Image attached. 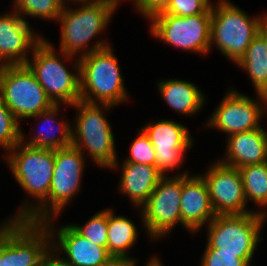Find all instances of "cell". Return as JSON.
Segmentation results:
<instances>
[{
	"mask_svg": "<svg viewBox=\"0 0 267 266\" xmlns=\"http://www.w3.org/2000/svg\"><path fill=\"white\" fill-rule=\"evenodd\" d=\"M115 212L108 208L107 251L110 255L134 258L130 249L138 242L139 229L127 216Z\"/></svg>",
	"mask_w": 267,
	"mask_h": 266,
	"instance_id": "23",
	"label": "cell"
},
{
	"mask_svg": "<svg viewBox=\"0 0 267 266\" xmlns=\"http://www.w3.org/2000/svg\"><path fill=\"white\" fill-rule=\"evenodd\" d=\"M137 259L111 255L101 266H138Z\"/></svg>",
	"mask_w": 267,
	"mask_h": 266,
	"instance_id": "34",
	"label": "cell"
},
{
	"mask_svg": "<svg viewBox=\"0 0 267 266\" xmlns=\"http://www.w3.org/2000/svg\"><path fill=\"white\" fill-rule=\"evenodd\" d=\"M225 153L218 161L235 168L267 161V129L262 128L229 135Z\"/></svg>",
	"mask_w": 267,
	"mask_h": 266,
	"instance_id": "21",
	"label": "cell"
},
{
	"mask_svg": "<svg viewBox=\"0 0 267 266\" xmlns=\"http://www.w3.org/2000/svg\"><path fill=\"white\" fill-rule=\"evenodd\" d=\"M182 228L195 235L205 227L215 216L208 187L200 174L183 175L181 195Z\"/></svg>",
	"mask_w": 267,
	"mask_h": 266,
	"instance_id": "18",
	"label": "cell"
},
{
	"mask_svg": "<svg viewBox=\"0 0 267 266\" xmlns=\"http://www.w3.org/2000/svg\"><path fill=\"white\" fill-rule=\"evenodd\" d=\"M70 107L77 110L75 122H72L71 145L78 148L85 158L87 153L96 167L109 169L118 159V155L116 138L105 114L114 106L80 100Z\"/></svg>",
	"mask_w": 267,
	"mask_h": 266,
	"instance_id": "4",
	"label": "cell"
},
{
	"mask_svg": "<svg viewBox=\"0 0 267 266\" xmlns=\"http://www.w3.org/2000/svg\"><path fill=\"white\" fill-rule=\"evenodd\" d=\"M44 38L17 11L0 14V67L26 65L35 46ZM30 52V53H29Z\"/></svg>",
	"mask_w": 267,
	"mask_h": 266,
	"instance_id": "15",
	"label": "cell"
},
{
	"mask_svg": "<svg viewBox=\"0 0 267 266\" xmlns=\"http://www.w3.org/2000/svg\"><path fill=\"white\" fill-rule=\"evenodd\" d=\"M2 158L28 198L5 220H48L49 189L54 171L55 150L29 146L20 141Z\"/></svg>",
	"mask_w": 267,
	"mask_h": 266,
	"instance_id": "1",
	"label": "cell"
},
{
	"mask_svg": "<svg viewBox=\"0 0 267 266\" xmlns=\"http://www.w3.org/2000/svg\"><path fill=\"white\" fill-rule=\"evenodd\" d=\"M235 66L247 73L255 93L267 96V46L259 35L252 40Z\"/></svg>",
	"mask_w": 267,
	"mask_h": 266,
	"instance_id": "24",
	"label": "cell"
},
{
	"mask_svg": "<svg viewBox=\"0 0 267 266\" xmlns=\"http://www.w3.org/2000/svg\"><path fill=\"white\" fill-rule=\"evenodd\" d=\"M129 156L123 162H132L156 166V153L147 135L140 128L137 137L130 144Z\"/></svg>",
	"mask_w": 267,
	"mask_h": 266,
	"instance_id": "29",
	"label": "cell"
},
{
	"mask_svg": "<svg viewBox=\"0 0 267 266\" xmlns=\"http://www.w3.org/2000/svg\"><path fill=\"white\" fill-rule=\"evenodd\" d=\"M0 266H14L13 220L0 222Z\"/></svg>",
	"mask_w": 267,
	"mask_h": 266,
	"instance_id": "31",
	"label": "cell"
},
{
	"mask_svg": "<svg viewBox=\"0 0 267 266\" xmlns=\"http://www.w3.org/2000/svg\"><path fill=\"white\" fill-rule=\"evenodd\" d=\"M211 0H171L167 10L161 14L188 17L199 14H211Z\"/></svg>",
	"mask_w": 267,
	"mask_h": 266,
	"instance_id": "30",
	"label": "cell"
},
{
	"mask_svg": "<svg viewBox=\"0 0 267 266\" xmlns=\"http://www.w3.org/2000/svg\"><path fill=\"white\" fill-rule=\"evenodd\" d=\"M41 266H70L67 265L54 251H50L49 254L42 261Z\"/></svg>",
	"mask_w": 267,
	"mask_h": 266,
	"instance_id": "35",
	"label": "cell"
},
{
	"mask_svg": "<svg viewBox=\"0 0 267 266\" xmlns=\"http://www.w3.org/2000/svg\"><path fill=\"white\" fill-rule=\"evenodd\" d=\"M239 171L247 204L252 201L257 207L254 211L267 216V161L243 166Z\"/></svg>",
	"mask_w": 267,
	"mask_h": 266,
	"instance_id": "25",
	"label": "cell"
},
{
	"mask_svg": "<svg viewBox=\"0 0 267 266\" xmlns=\"http://www.w3.org/2000/svg\"><path fill=\"white\" fill-rule=\"evenodd\" d=\"M121 178L119 180L118 192L129 198L132 206L141 208L149 199L151 193L163 176L156 166L121 162L119 158L109 168V170H120Z\"/></svg>",
	"mask_w": 267,
	"mask_h": 266,
	"instance_id": "20",
	"label": "cell"
},
{
	"mask_svg": "<svg viewBox=\"0 0 267 266\" xmlns=\"http://www.w3.org/2000/svg\"><path fill=\"white\" fill-rule=\"evenodd\" d=\"M227 90L203 125L225 133L226 137L260 128V122L267 114V96L256 93L254 99L232 87Z\"/></svg>",
	"mask_w": 267,
	"mask_h": 266,
	"instance_id": "11",
	"label": "cell"
},
{
	"mask_svg": "<svg viewBox=\"0 0 267 266\" xmlns=\"http://www.w3.org/2000/svg\"><path fill=\"white\" fill-rule=\"evenodd\" d=\"M156 87L166 105L179 115L192 118L201 112L207 102L205 93L198 85L180 78L159 80Z\"/></svg>",
	"mask_w": 267,
	"mask_h": 266,
	"instance_id": "22",
	"label": "cell"
},
{
	"mask_svg": "<svg viewBox=\"0 0 267 266\" xmlns=\"http://www.w3.org/2000/svg\"><path fill=\"white\" fill-rule=\"evenodd\" d=\"M200 175L207 184L210 202L216 215L246 214L256 209H249L247 205L238 168L225 165L216 159L210 163L206 172Z\"/></svg>",
	"mask_w": 267,
	"mask_h": 266,
	"instance_id": "14",
	"label": "cell"
},
{
	"mask_svg": "<svg viewBox=\"0 0 267 266\" xmlns=\"http://www.w3.org/2000/svg\"><path fill=\"white\" fill-rule=\"evenodd\" d=\"M63 106L69 105L54 104L50 109L29 117V120L32 118L35 122L37 121L38 127L37 129L34 127L35 130L32 129L31 134L32 132L34 134L29 135L31 139L25 135L26 132L21 131V142L29 146L52 150L70 146L72 143V123L65 120V116L60 117Z\"/></svg>",
	"mask_w": 267,
	"mask_h": 266,
	"instance_id": "19",
	"label": "cell"
},
{
	"mask_svg": "<svg viewBox=\"0 0 267 266\" xmlns=\"http://www.w3.org/2000/svg\"><path fill=\"white\" fill-rule=\"evenodd\" d=\"M57 218H50L44 223L51 232L52 251L67 265L101 266L111 256L105 247L94 245L70 224L55 227Z\"/></svg>",
	"mask_w": 267,
	"mask_h": 266,
	"instance_id": "16",
	"label": "cell"
},
{
	"mask_svg": "<svg viewBox=\"0 0 267 266\" xmlns=\"http://www.w3.org/2000/svg\"><path fill=\"white\" fill-rule=\"evenodd\" d=\"M49 40L44 37L35 46L26 65L54 104H65L70 107L80 101L79 58L60 50L57 52ZM70 60L73 63V72L66 66Z\"/></svg>",
	"mask_w": 267,
	"mask_h": 266,
	"instance_id": "3",
	"label": "cell"
},
{
	"mask_svg": "<svg viewBox=\"0 0 267 266\" xmlns=\"http://www.w3.org/2000/svg\"><path fill=\"white\" fill-rule=\"evenodd\" d=\"M267 216L257 212L218 214L206 226L207 241L203 253L237 254L250 266L259 243Z\"/></svg>",
	"mask_w": 267,
	"mask_h": 266,
	"instance_id": "5",
	"label": "cell"
},
{
	"mask_svg": "<svg viewBox=\"0 0 267 266\" xmlns=\"http://www.w3.org/2000/svg\"><path fill=\"white\" fill-rule=\"evenodd\" d=\"M200 266H250L244 259L237 258V254L202 253Z\"/></svg>",
	"mask_w": 267,
	"mask_h": 266,
	"instance_id": "33",
	"label": "cell"
},
{
	"mask_svg": "<svg viewBox=\"0 0 267 266\" xmlns=\"http://www.w3.org/2000/svg\"><path fill=\"white\" fill-rule=\"evenodd\" d=\"M152 143L156 153V167L163 175L178 170L186 160L185 154L194 146L190 129L173 119H160L148 122L141 127Z\"/></svg>",
	"mask_w": 267,
	"mask_h": 266,
	"instance_id": "12",
	"label": "cell"
},
{
	"mask_svg": "<svg viewBox=\"0 0 267 266\" xmlns=\"http://www.w3.org/2000/svg\"><path fill=\"white\" fill-rule=\"evenodd\" d=\"M86 161L83 153L73 145L55 150L49 189V219L60 216L80 192Z\"/></svg>",
	"mask_w": 267,
	"mask_h": 266,
	"instance_id": "13",
	"label": "cell"
},
{
	"mask_svg": "<svg viewBox=\"0 0 267 266\" xmlns=\"http://www.w3.org/2000/svg\"><path fill=\"white\" fill-rule=\"evenodd\" d=\"M258 35L265 42L267 46V12H263L262 18L259 23Z\"/></svg>",
	"mask_w": 267,
	"mask_h": 266,
	"instance_id": "36",
	"label": "cell"
},
{
	"mask_svg": "<svg viewBox=\"0 0 267 266\" xmlns=\"http://www.w3.org/2000/svg\"><path fill=\"white\" fill-rule=\"evenodd\" d=\"M133 8L141 17L150 21L153 17L164 13L171 3V0H131Z\"/></svg>",
	"mask_w": 267,
	"mask_h": 266,
	"instance_id": "32",
	"label": "cell"
},
{
	"mask_svg": "<svg viewBox=\"0 0 267 266\" xmlns=\"http://www.w3.org/2000/svg\"><path fill=\"white\" fill-rule=\"evenodd\" d=\"M188 170L173 175L162 176L147 202L138 208L142 228L152 241L167 238L181 220V195L183 175H190Z\"/></svg>",
	"mask_w": 267,
	"mask_h": 266,
	"instance_id": "8",
	"label": "cell"
},
{
	"mask_svg": "<svg viewBox=\"0 0 267 266\" xmlns=\"http://www.w3.org/2000/svg\"><path fill=\"white\" fill-rule=\"evenodd\" d=\"M67 0H13L12 8L26 21L27 17L46 21L57 20Z\"/></svg>",
	"mask_w": 267,
	"mask_h": 266,
	"instance_id": "26",
	"label": "cell"
},
{
	"mask_svg": "<svg viewBox=\"0 0 267 266\" xmlns=\"http://www.w3.org/2000/svg\"><path fill=\"white\" fill-rule=\"evenodd\" d=\"M120 3L119 0H67L57 20L61 33L58 50L80 58L111 46L108 38L98 36L107 30Z\"/></svg>",
	"mask_w": 267,
	"mask_h": 266,
	"instance_id": "2",
	"label": "cell"
},
{
	"mask_svg": "<svg viewBox=\"0 0 267 266\" xmlns=\"http://www.w3.org/2000/svg\"><path fill=\"white\" fill-rule=\"evenodd\" d=\"M22 124L0 98V147L3 157L21 141Z\"/></svg>",
	"mask_w": 267,
	"mask_h": 266,
	"instance_id": "28",
	"label": "cell"
},
{
	"mask_svg": "<svg viewBox=\"0 0 267 266\" xmlns=\"http://www.w3.org/2000/svg\"><path fill=\"white\" fill-rule=\"evenodd\" d=\"M148 24L150 35L158 41L200 56L210 53L211 14L188 17L159 14Z\"/></svg>",
	"mask_w": 267,
	"mask_h": 266,
	"instance_id": "10",
	"label": "cell"
},
{
	"mask_svg": "<svg viewBox=\"0 0 267 266\" xmlns=\"http://www.w3.org/2000/svg\"><path fill=\"white\" fill-rule=\"evenodd\" d=\"M263 14L249 16L230 0H218L211 6L210 52L213 46L226 60L236 64L258 35Z\"/></svg>",
	"mask_w": 267,
	"mask_h": 266,
	"instance_id": "7",
	"label": "cell"
},
{
	"mask_svg": "<svg viewBox=\"0 0 267 266\" xmlns=\"http://www.w3.org/2000/svg\"><path fill=\"white\" fill-rule=\"evenodd\" d=\"M51 250V232L44 222L13 220L14 266H41Z\"/></svg>",
	"mask_w": 267,
	"mask_h": 266,
	"instance_id": "17",
	"label": "cell"
},
{
	"mask_svg": "<svg viewBox=\"0 0 267 266\" xmlns=\"http://www.w3.org/2000/svg\"><path fill=\"white\" fill-rule=\"evenodd\" d=\"M162 259L161 258H159V256L157 255H155V256H151L148 260H147V262H146V264H145V266H164L163 265V261H161Z\"/></svg>",
	"mask_w": 267,
	"mask_h": 266,
	"instance_id": "37",
	"label": "cell"
},
{
	"mask_svg": "<svg viewBox=\"0 0 267 266\" xmlns=\"http://www.w3.org/2000/svg\"><path fill=\"white\" fill-rule=\"evenodd\" d=\"M0 98L21 124L54 105L27 65L0 67Z\"/></svg>",
	"mask_w": 267,
	"mask_h": 266,
	"instance_id": "9",
	"label": "cell"
},
{
	"mask_svg": "<svg viewBox=\"0 0 267 266\" xmlns=\"http://www.w3.org/2000/svg\"><path fill=\"white\" fill-rule=\"evenodd\" d=\"M113 46L79 58L80 100L91 104L119 106L130 98Z\"/></svg>",
	"mask_w": 267,
	"mask_h": 266,
	"instance_id": "6",
	"label": "cell"
},
{
	"mask_svg": "<svg viewBox=\"0 0 267 266\" xmlns=\"http://www.w3.org/2000/svg\"><path fill=\"white\" fill-rule=\"evenodd\" d=\"M89 220L80 225L69 223L81 236L89 240L94 245L102 246L107 249V230H108V208L96 212L90 216Z\"/></svg>",
	"mask_w": 267,
	"mask_h": 266,
	"instance_id": "27",
	"label": "cell"
}]
</instances>
